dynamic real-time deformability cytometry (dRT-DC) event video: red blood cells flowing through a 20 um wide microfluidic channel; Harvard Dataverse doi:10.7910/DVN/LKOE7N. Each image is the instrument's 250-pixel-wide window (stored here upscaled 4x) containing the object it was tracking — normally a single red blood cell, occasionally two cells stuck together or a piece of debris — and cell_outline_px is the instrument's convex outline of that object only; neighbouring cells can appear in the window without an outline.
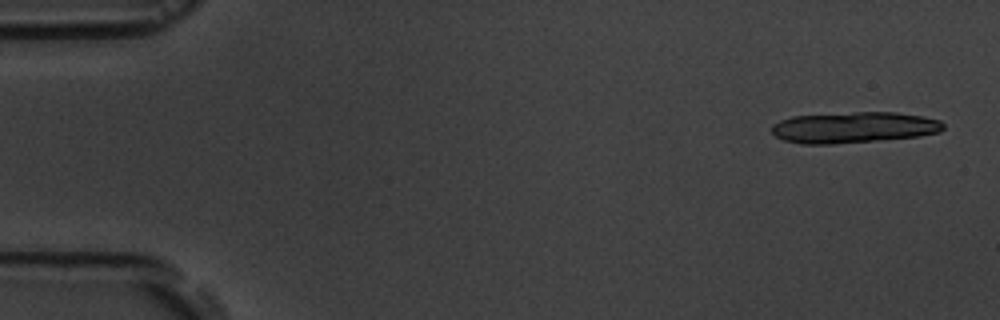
{"species": "common noctule bat (a hibernating species)", "species_latin": "Nyctalus noctula", "temperature_condition": "room temperature", "stored_images_in_passage": 3, "camera_frame_rate_fps": 3000, "um_per_image_px": 0.085, "animal": {"sex": "male", "body_mass_g": 19.5, "forearm_length_mm": 54.6}, "frame": {"image": 1, "passage_image": 1, "time_ms": 0.0, "image_size_px": [1000, 320], "cell_outline_px": [[944, 128], [940, 132], [920, 136], [880, 140], [832, 144], [800, 144], [784, 140], [776, 136], [772, 132], [772, 124], [780, 120], [792, 116], [856, 112], [896, 112], [924, 116], [940, 120], [944, 124]], "centroid_in_image_um": [72.59, 10.83], "position_along_channel_um": 12.4, "area_um2": 31.21}}